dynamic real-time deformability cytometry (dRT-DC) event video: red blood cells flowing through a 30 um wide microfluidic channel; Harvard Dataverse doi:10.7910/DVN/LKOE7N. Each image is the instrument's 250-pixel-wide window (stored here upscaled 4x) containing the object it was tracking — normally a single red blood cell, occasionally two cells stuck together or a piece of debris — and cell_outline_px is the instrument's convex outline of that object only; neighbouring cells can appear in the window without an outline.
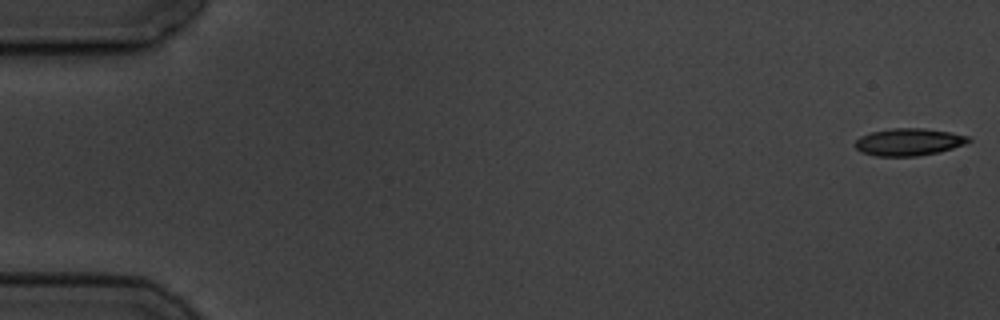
{"species": "common noctule bat (a hibernating species)", "species_latin": "Nyctalus noctula", "temperature_condition": "cold", "stored_images_in_passage": 5, "camera_frame_rate_fps": 3000, "um_per_image_px": 0.085, "animal": {"sex": "male", "body_mass_g": 19.5, "forearm_length_mm": 54.6}, "frame": {"image": 1, "passage_image": 1, "time_ms": 0.0, "image_size_px": [1000, 320], "cell_outline_px": [[972, 140], [964, 144], [940, 152], [916, 156], [876, 156], [860, 152], [852, 144], [860, 136], [872, 132], [892, 128], [924, 128], [948, 132], [968, 136]], "centroid_in_image_um": [77.2, 12.07], "position_along_channel_um": 7.8, "area_um2": 18.03}}